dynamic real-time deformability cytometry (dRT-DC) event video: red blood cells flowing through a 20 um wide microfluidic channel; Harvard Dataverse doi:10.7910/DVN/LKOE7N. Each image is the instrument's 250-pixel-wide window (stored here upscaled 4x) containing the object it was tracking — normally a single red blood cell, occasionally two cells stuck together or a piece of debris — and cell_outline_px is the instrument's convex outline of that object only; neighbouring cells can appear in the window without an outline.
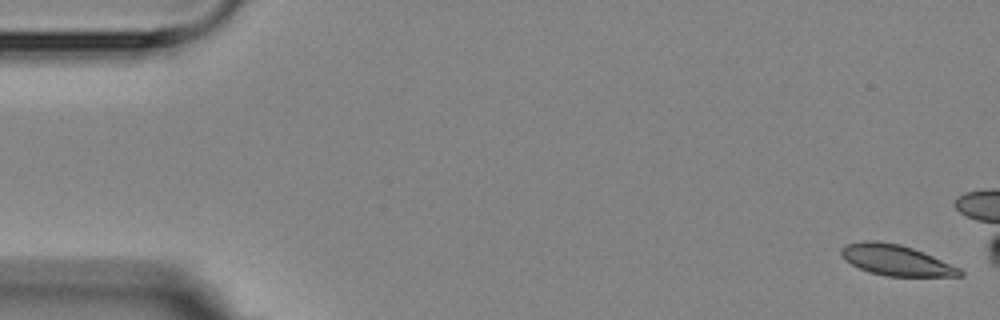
{"species": "Egyptian fruit bat (a non-hibernating species)", "species_latin": "Rousettus aegyptiacus", "temperature_condition": "room temperature", "stored_images_in_passage": 4, "camera_frame_rate_fps": 3000, "um_per_image_px": 0.085, "animal": {"sex": "female"}, "frame": {"image": 1, "passage_image": 1, "time_ms": 0.0, "image_size_px": [1000, 320], "cell_outline_px": [[964, 276], [884, 276], [860, 268], [852, 264], [840, 252], [840, 248], [848, 244], [864, 240], [876, 240], [900, 244], [924, 252], [960, 268], [964, 272]], "centroid_in_image_um": [76.2, 22.11], "position_along_channel_um": 8.8, "area_um2": 21.04}}